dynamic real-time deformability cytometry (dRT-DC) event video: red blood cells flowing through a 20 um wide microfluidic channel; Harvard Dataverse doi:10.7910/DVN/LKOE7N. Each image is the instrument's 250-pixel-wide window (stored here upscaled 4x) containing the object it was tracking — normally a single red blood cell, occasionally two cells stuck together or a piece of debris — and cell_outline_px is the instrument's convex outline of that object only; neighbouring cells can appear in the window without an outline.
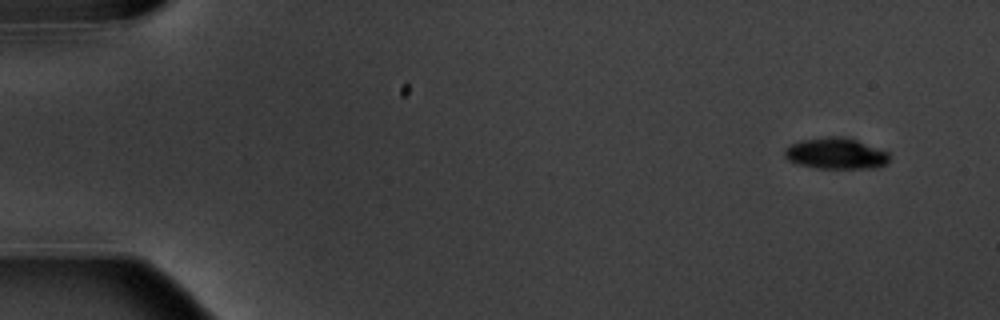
{"species": "common noctule bat (a hibernating species)", "species_latin": "Nyctalus noctula", "temperature_condition": "warm", "stored_images_in_passage": 5, "camera_frame_rate_fps": 3000, "um_per_image_px": 0.085, "animal": {"sex": "male", "body_mass_g": 20.1, "forearm_length_mm": 53.5}, "frame": {"image": 1, "passage_image": 1, "time_ms": 0.0, "image_size_px": [1000, 320], "cell_outline_px": [[892, 156], [888, 164], [876, 168], [816, 168], [796, 164], [788, 160], [784, 156], [784, 152], [792, 144], [804, 140], [828, 136], [844, 136], [856, 140], [888, 152]], "centroid_in_image_um": [71.1, 13.06], "position_along_channel_um": 13.9, "area_um2": 19.07}}
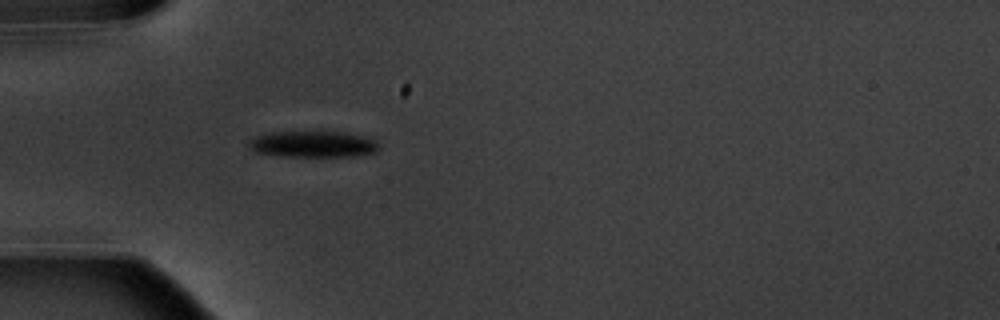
{"frame": {"image": 2, "passage_image": 5, "time_ms": 4.667, "image_size_px": [1000, 320], "cell_outline_px": [[380, 148], [376, 152], [356, 156], [280, 156], [256, 152], [248, 148], [248, 140], [256, 136], [272, 132], [344, 132], [364, 136], [376, 140], [380, 144]], "centroid_in_image_um": [26.63, 12.26], "position_along_channel_um": 58.4, "area_um2": 20.06}}